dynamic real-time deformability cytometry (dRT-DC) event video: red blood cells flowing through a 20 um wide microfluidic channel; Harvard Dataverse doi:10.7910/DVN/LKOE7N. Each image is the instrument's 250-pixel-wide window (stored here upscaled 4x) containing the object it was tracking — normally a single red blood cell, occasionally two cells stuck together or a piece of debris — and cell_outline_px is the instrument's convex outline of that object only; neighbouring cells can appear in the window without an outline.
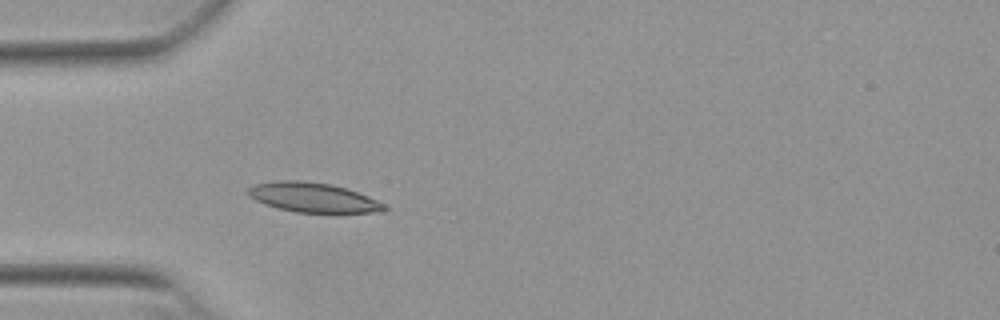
{"species": "Egyptian fruit bat (a non-hibernating species)", "species_latin": "Rousettus aegyptiacus", "temperature_condition": "warm", "stored_images_in_passage": 20, "camera_frame_rate_fps": 3000, "um_per_image_px": 0.085, "animal": {"sex": "female"}, "frame": {"image": 1, "passage_image": 16, "time_ms": 5.0, "image_size_px": [1000, 320], "cell_outline_px": [[388, 208], [384, 212], [340, 216], [336, 216], [296, 212], [276, 208], [264, 204], [248, 196], [244, 192], [252, 184], [276, 180], [300, 180], [332, 184], [368, 196], [388, 204]], "centroid_in_image_um": [26.7, 16.85], "position_along_channel_um": 58.3, "area_um2": 25.09}}
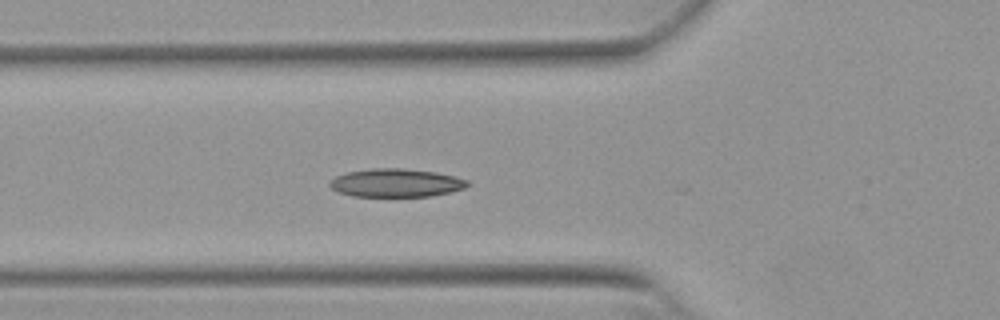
{"frame": {"image": 2, "passage_image": 19, "time_ms": 6.0, "image_size_px": [1000, 320], "cell_outline_px": [[472, 184], [464, 188], [448, 192], [428, 196], [352, 196], [336, 192], [328, 184], [336, 176], [348, 172], [368, 168], [400, 168], [436, 172], [456, 176], [468, 180]], "centroid_in_image_um": [33.66, 15.54], "position_along_channel_um": 92.1, "area_um2": 22.72}}